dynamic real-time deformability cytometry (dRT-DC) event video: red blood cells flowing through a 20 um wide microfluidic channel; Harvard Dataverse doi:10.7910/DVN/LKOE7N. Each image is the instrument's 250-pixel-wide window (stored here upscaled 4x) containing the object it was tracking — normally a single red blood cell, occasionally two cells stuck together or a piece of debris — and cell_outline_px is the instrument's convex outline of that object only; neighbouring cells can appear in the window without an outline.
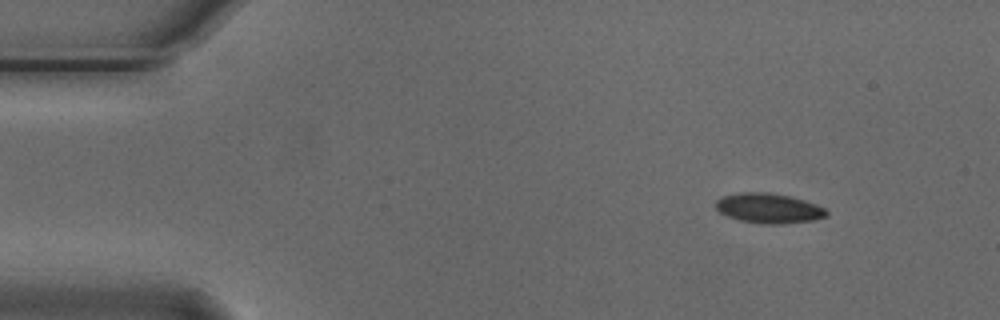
{"species": "Egyptian fruit bat (a non-hibernating species)", "species_latin": "Rousettus aegyptiacus", "temperature_condition": "cold", "stored_images_in_passage": 12, "camera_frame_rate_fps": 3000, "um_per_image_px": 0.085, "animal": {"sex": "male"}, "frame": {"image": 1, "passage_image": 6, "time_ms": 1.667, "image_size_px": [1000, 320], "cell_outline_px": [[828, 216], [812, 220], [780, 224], [764, 224], [740, 220], [728, 216], [720, 212], [716, 208], [716, 200], [720, 196], [740, 192], [768, 192], [788, 196], [804, 200], [816, 204], [824, 208], [828, 212]], "centroid_in_image_um": [65.32, 17.69], "position_along_channel_um": 19.7, "area_um2": 19.25}}